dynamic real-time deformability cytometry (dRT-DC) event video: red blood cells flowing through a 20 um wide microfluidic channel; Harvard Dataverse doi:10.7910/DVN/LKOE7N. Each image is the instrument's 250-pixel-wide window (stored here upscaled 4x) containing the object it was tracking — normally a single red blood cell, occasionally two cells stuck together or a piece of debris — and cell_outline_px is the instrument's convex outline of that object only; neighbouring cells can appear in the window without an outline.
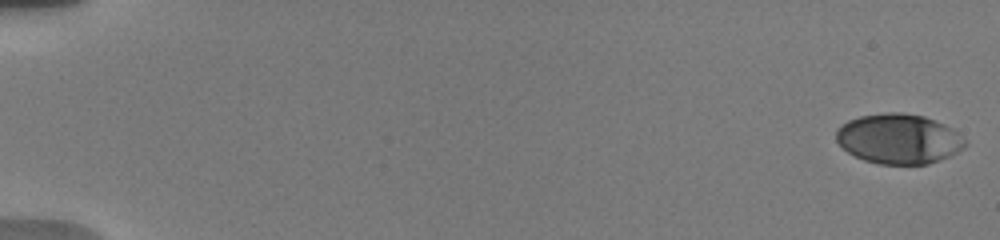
{"species": "human", "species_latin": "Homo sapiens", "temperature_condition": "warm", "stored_images_in_passage": 54, "camera_frame_rate_fps": 3000, "um_per_image_px": 0.085, "donor": {"sex": "male"}, "frame": {"image": 1, "passage_image": 1, "time_ms": 0.0, "image_size_px": [1000, 240], "cell_outline_px": [[964, 148], [948, 156], [928, 164], [880, 164], [864, 160], [848, 152], [836, 140], [836, 128], [848, 120], [860, 116], [888, 112], [900, 112], [924, 116], [944, 124], [952, 128], [964, 140]], "centroid_in_image_um": [76.36, 11.79], "position_along_channel_um": 8.6, "area_um2": 37.22}}
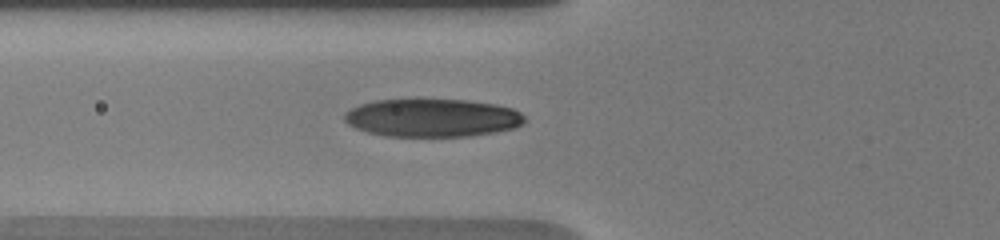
{"frame": {"image": 2, "passage_image": 26, "time_ms": 7.0, "image_size_px": [1000, 240], "cell_outline_px": [[524, 124], [516, 128], [496, 132], [468, 136], [388, 136], [368, 132], [356, 128], [348, 124], [344, 120], [344, 112], [360, 104], [376, 100], [424, 96], [468, 100], [496, 104], [512, 108], [520, 112], [524, 116]], "centroid_in_image_um": [36.74, 9.96], "position_along_channel_um": 89.1, "area_um2": 41.27}}
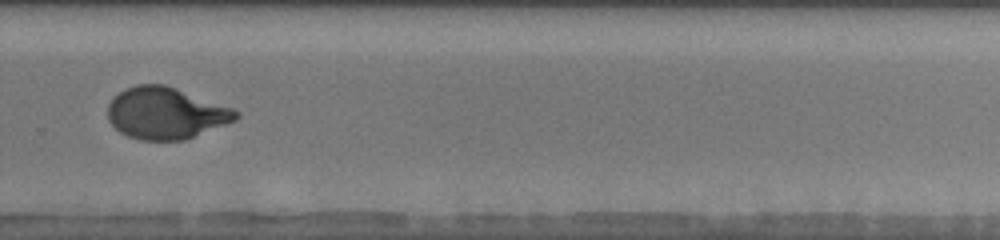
{"frame": {"image": 3, "passage_image": 41, "time_ms": 13.0, "image_size_px": [1000, 240], "cell_outline_px": [[240, 116], [236, 120], [184, 140], [140, 140], [128, 136], [120, 132], [108, 120], [108, 104], [124, 88], [136, 84], [164, 84], [176, 88], [232, 108], [240, 112]], "centroid_in_image_um": [14.08, 9.62], "position_along_channel_um": 315.7, "area_um2": 38.38}, "authors_computed_cell_mechanics": {"area_um2": 38.3792, "velocity_mm_per_s": 3.776, "shape_relaxation_time_tau1_ms": 4.3015, "shape_relaxation_time_tau2_ms": null, "deformation_change_tau1": 0.2152, "deformation_change_tau2": null}}